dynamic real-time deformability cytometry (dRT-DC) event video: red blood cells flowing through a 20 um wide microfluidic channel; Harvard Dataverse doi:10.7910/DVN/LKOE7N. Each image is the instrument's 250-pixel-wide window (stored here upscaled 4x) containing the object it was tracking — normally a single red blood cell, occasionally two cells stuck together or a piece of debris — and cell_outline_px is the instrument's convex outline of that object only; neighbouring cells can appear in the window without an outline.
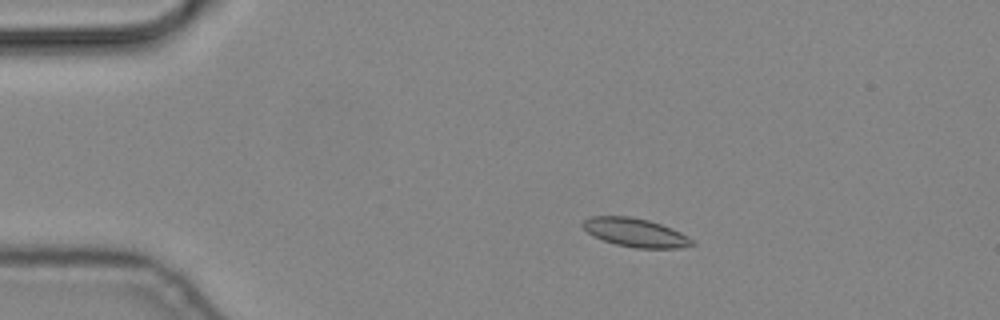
{"species": "common noctule bat (a hibernating species)", "species_latin": "Nyctalus noctula", "temperature_condition": "cold", "stored_images_in_passage": 10, "camera_frame_rate_fps": 3000, "um_per_image_px": 0.085, "animal": {"sex": "male", "body_mass_g": 19.2, "forearm_length_mm": 51.8}, "frame": {"image": 1, "passage_image": 3, "time_ms": 0.667, "image_size_px": [1000, 320], "cell_outline_px": [[696, 244], [680, 248], [636, 248], [616, 244], [604, 240], [588, 232], [580, 224], [584, 220], [592, 216], [628, 216], [648, 220], [672, 228], [688, 236]], "centroid_in_image_um": [54.03, 19.77], "position_along_channel_um": 31.0, "area_um2": 18.03}}
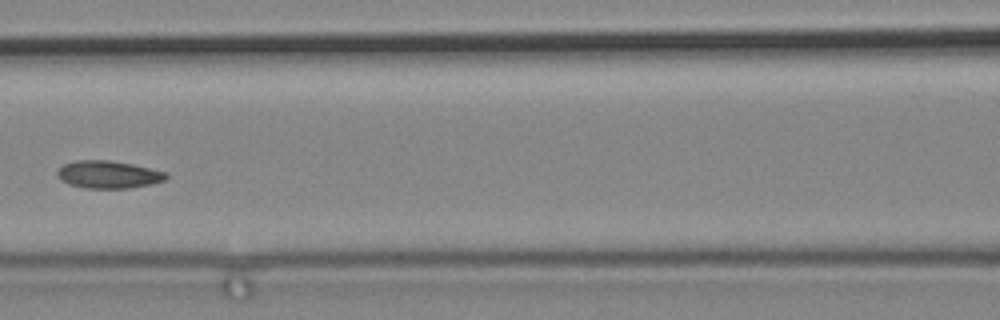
{"frame": {"image": 2, "passage_image": 7, "time_ms": 2.0, "image_size_px": [1000, 320], "cell_outline_px": [[168, 176], [164, 180], [152, 184], [128, 188], [84, 188], [68, 184], [60, 180], [56, 172], [64, 164], [76, 160], [108, 160], [132, 164], [168, 172]], "centroid_in_image_um": [9.21, 14.83], "position_along_channel_um": 157.4, "area_um2": 17.51}}
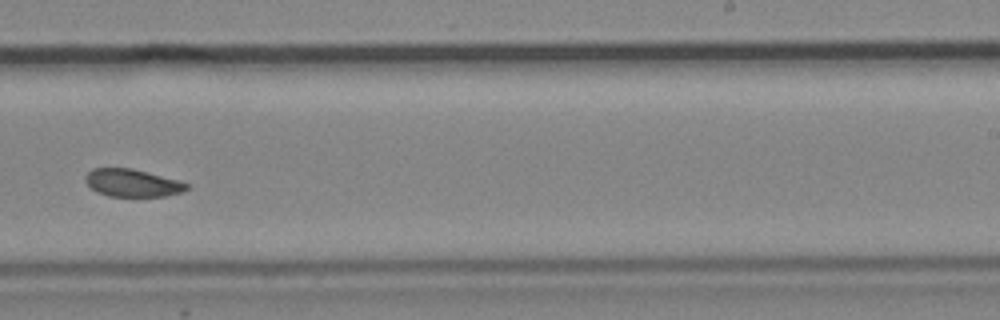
{"frame": {"image": 3, "passage_image": 10, "time_ms": 3.0, "image_size_px": [1000, 320], "cell_outline_px": [[188, 188], [180, 192], [164, 196], [108, 196], [96, 192], [84, 180], [84, 176], [92, 168], [132, 168], [148, 172], [176, 180], [188, 184]], "centroid_in_image_um": [11.19, 15.54], "position_along_channel_um": 277.8, "area_um2": 16.13}}